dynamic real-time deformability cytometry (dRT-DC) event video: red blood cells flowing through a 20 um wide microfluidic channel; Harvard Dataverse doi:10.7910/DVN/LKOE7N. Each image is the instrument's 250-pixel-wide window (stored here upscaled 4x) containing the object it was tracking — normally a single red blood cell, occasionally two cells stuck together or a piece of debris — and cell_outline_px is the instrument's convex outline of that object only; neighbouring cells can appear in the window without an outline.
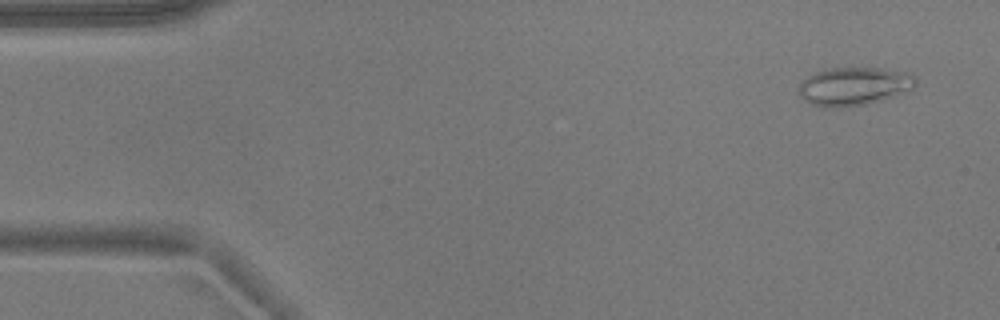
{"species": "common noctule bat (a hibernating species)", "species_latin": "Nyctalus noctula", "temperature_condition": "warm", "stored_images_in_passage": 53, "camera_frame_rate_fps": 3000, "um_per_image_px": 0.085, "animal": {"sex": "male", "body_mass_g": 17.9}, "frame": {"image": 1, "passage_image": 3, "time_ms": 0.667, "image_size_px": [1000, 320], "cell_outline_px": [[916, 84], [912, 92], [864, 104], [828, 108], [812, 104], [804, 100], [796, 92], [796, 88], [808, 76], [816, 72], [832, 68], [880, 68], [904, 72], [912, 76], [916, 80]], "centroid_in_image_um": [72.59, 7.34], "position_along_channel_um": 12.4, "area_um2": 26.07}}
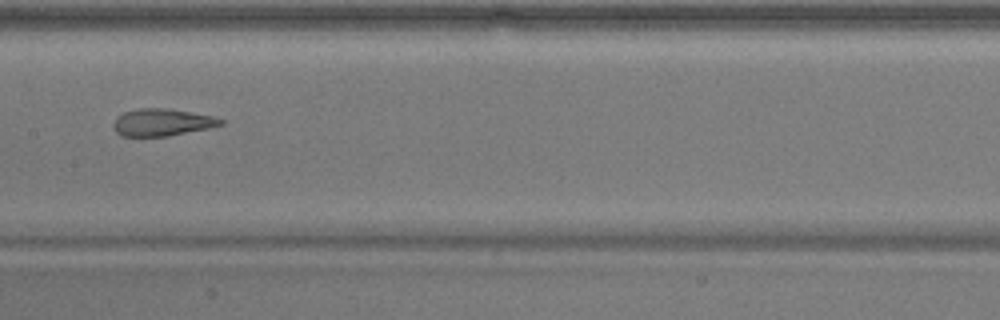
{"frame": {"image": 2, "passage_image": 26, "time_ms": 8.333, "image_size_px": [1000, 320], "cell_outline_px": [[224, 124], [208, 128], [168, 136], [120, 136], [116, 132], [112, 124], [116, 116], [124, 112], [136, 108], [164, 108], [212, 116], [224, 120]], "centroid_in_image_um": [13.72, 10.4], "position_along_channel_um": 193.7, "area_um2": 16.94}}
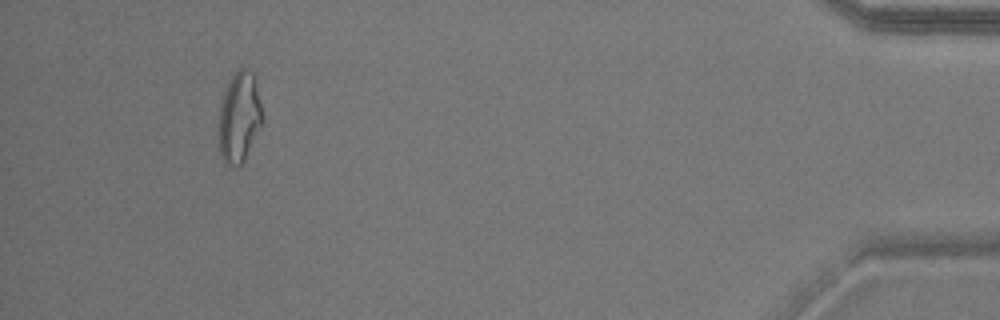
{"frame": {"image": 3, "passage_image": 49, "time_ms": 16.0, "image_size_px": [1000, 320], "cell_outline_px": [[264, 120], [244, 160], [236, 168], [224, 164], [220, 156], [220, 104], [224, 92], [236, 68], [244, 68], [252, 72], [256, 80], [264, 116]], "centroid_in_image_um": [20.37, 9.96], "position_along_channel_um": 414.8, "area_um2": 23.12}, "authors_computed_cell_mechanics": {"area_um2": 20.808, "velocity_mm_per_s": 3.7863, "shape_relaxation_time_tau1_ms": 9.3072, "shape_relaxation_time_tau2_ms": 1.2389, "deformation_change_tau1": 0.2603, "deformation_change_tau2": 0.107}}